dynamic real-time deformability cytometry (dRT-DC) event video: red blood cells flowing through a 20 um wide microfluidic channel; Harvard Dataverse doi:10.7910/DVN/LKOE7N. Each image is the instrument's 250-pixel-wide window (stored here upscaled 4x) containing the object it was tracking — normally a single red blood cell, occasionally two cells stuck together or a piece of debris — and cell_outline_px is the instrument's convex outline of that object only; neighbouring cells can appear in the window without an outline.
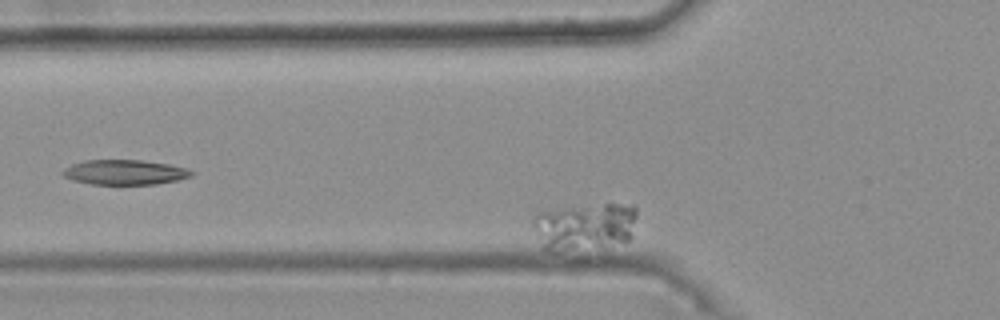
{"species": "common noctule bat (a hibernating species)", "species_latin": "Nyctalus noctula", "temperature_condition": "warm", "stored_images_in_passage": 43, "camera_frame_rate_fps": 3000, "um_per_image_px": 0.085, "animal": {"sex": "female", "body_mass_g": 25.1}, "frame": {"image": 1, "passage_image": 2, "time_ms": 0.333, "image_size_px": [1000, 320], "cell_outline_px": [[636, 216], [632, 236], [628, 240], [604, 248], [552, 252], [548, 252], [540, 248], [532, 224], [536, 216], [540, 212], [564, 208], [604, 204], [632, 204], [636, 208]], "centroid_in_image_um": [49.69, 19.3], "position_along_channel_um": 76.1, "area_um2": 29.3}}
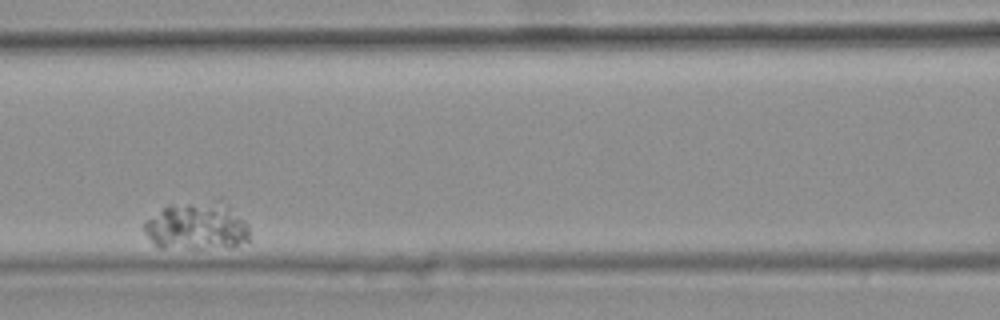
{"frame": {"image": 2, "passage_image": 11, "time_ms": 3.333, "image_size_px": [1000, 320], "cell_outline_px": [[248, 240], [232, 248], [160, 248], [140, 228], [144, 220], [168, 204], [216, 196], [224, 196], [248, 224]], "centroid_in_image_um": [16.77, 19.12], "position_along_channel_um": 149.8, "area_um2": 31.27}}
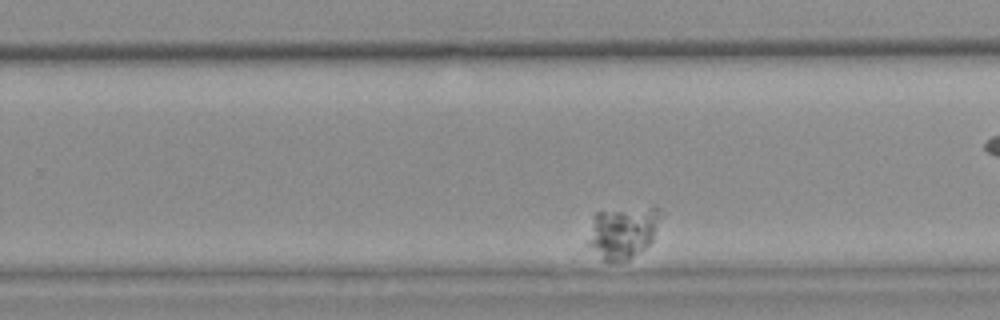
{"frame": {"image": 3, "passage_image": 25, "time_ms": 8.0, "image_size_px": [1000, 320], "cell_outline_px": [[660, 216], [652, 240], [640, 252], [624, 260], [604, 260], [588, 244], [588, 240], [592, 216], [596, 212], [652, 208], [660, 208]], "centroid_in_image_um": [52.91, 19.74], "position_along_channel_um": 276.9, "area_um2": 21.04}}